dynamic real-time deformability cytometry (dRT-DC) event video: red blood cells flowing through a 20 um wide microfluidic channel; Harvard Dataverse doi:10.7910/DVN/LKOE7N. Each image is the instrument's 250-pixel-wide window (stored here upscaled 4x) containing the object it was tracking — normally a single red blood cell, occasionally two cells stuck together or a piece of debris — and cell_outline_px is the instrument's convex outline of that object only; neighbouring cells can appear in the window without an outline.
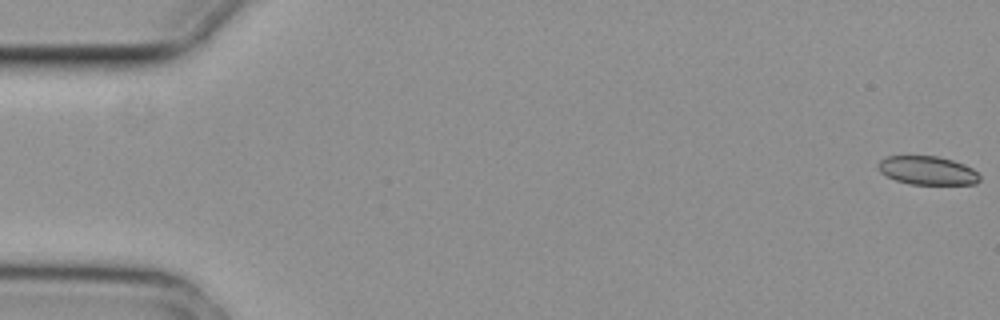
{"species": "common noctule bat (a hibernating species)", "species_latin": "Nyctalus noctula", "temperature_condition": "cold", "stored_images_in_passage": 5, "camera_frame_rate_fps": 3000, "um_per_image_px": 0.085, "animal": {"sex": "female", "body_mass_g": 29.2, "forearm_length_mm": 56.3}, "frame": {"image": 1, "passage_image": 1, "time_ms": 0.0, "image_size_px": [1000, 320], "cell_outline_px": [[980, 180], [976, 184], [912, 184], [896, 180], [880, 172], [876, 168], [876, 164], [880, 160], [888, 156], [936, 156], [952, 160], [964, 164], [972, 168], [980, 176]], "centroid_in_image_um": [78.82, 14.49], "position_along_channel_um": 6.2, "area_um2": 16.88}}
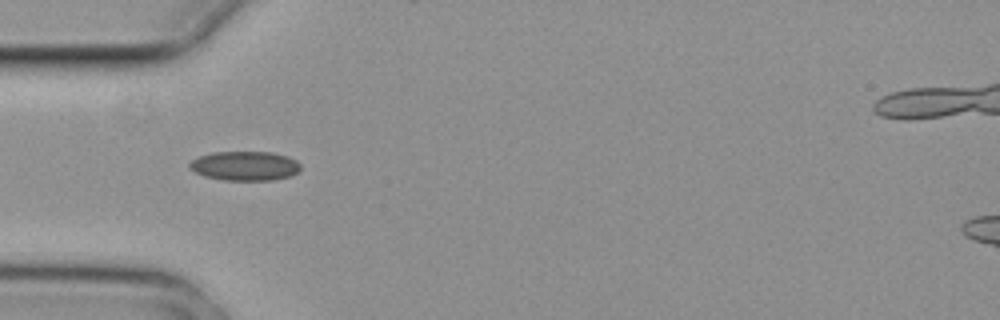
{"frame": {"image": 2, "passage_image": 5, "time_ms": 1.333, "image_size_px": [1000, 320], "cell_outline_px": [[300, 168], [292, 176], [272, 180], [224, 180], [204, 176], [188, 168], [188, 164], [192, 160], [200, 156], [212, 152], [272, 152], [288, 156], [296, 160], [300, 164]], "centroid_in_image_um": [20.82, 14.1], "position_along_channel_um": 64.2, "area_um2": 19.02}}